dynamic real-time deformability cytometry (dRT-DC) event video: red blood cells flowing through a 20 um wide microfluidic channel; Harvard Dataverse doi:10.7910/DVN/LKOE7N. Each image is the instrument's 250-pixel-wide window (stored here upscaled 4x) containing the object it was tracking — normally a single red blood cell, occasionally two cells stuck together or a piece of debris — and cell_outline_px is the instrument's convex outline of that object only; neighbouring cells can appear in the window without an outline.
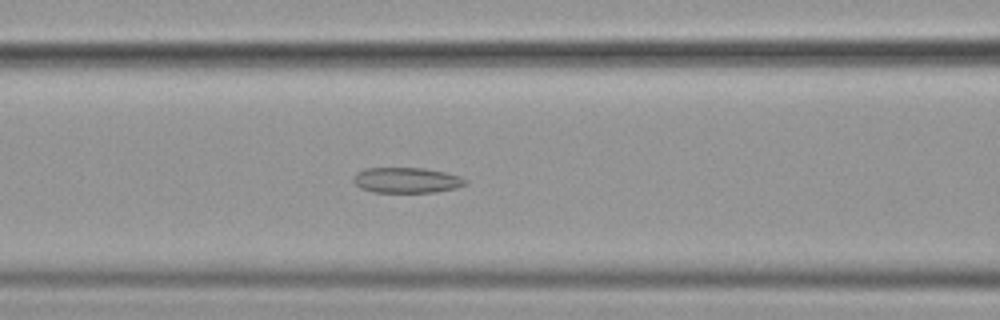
{"species": "common noctule bat (a hibernating species)", "species_latin": "Nyctalus noctula", "temperature_condition": "cold", "stored_images_in_passage": 58, "camera_frame_rate_fps": 3000, "um_per_image_px": 0.085, "animal": {"sex": "female", "body_mass_g": 19.9}, "frame": {"image": 1, "passage_image": 25, "time_ms": 8.0, "image_size_px": [1000, 320], "cell_outline_px": [[468, 184], [456, 188], [436, 192], [372, 192], [360, 188], [352, 180], [356, 172], [364, 168], [424, 168], [444, 172], [460, 176], [468, 180]], "centroid_in_image_um": [34.57, 15.32], "position_along_channel_um": 132.0, "area_um2": 16.76}}
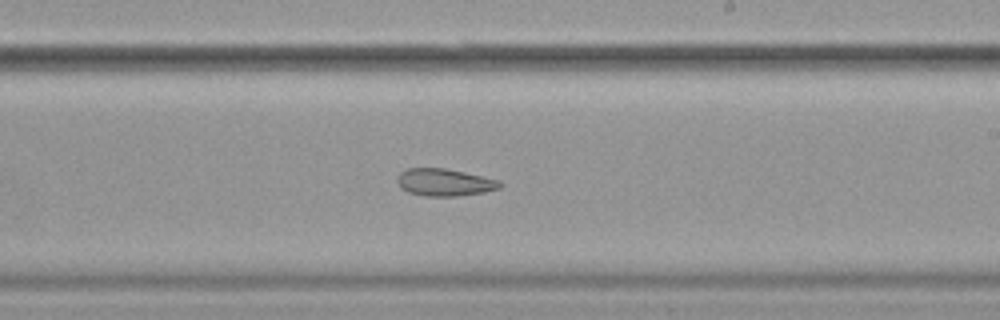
{"frame": {"image": 2, "passage_image": 35, "time_ms": 11.333, "image_size_px": [1000, 320], "cell_outline_px": [[504, 184], [500, 188], [484, 192], [456, 196], [424, 196], [408, 192], [400, 188], [396, 180], [396, 176], [400, 172], [408, 168], [444, 168], [464, 172], [500, 180]], "centroid_in_image_um": [37.77, 15.5], "position_along_channel_um": 251.2, "area_um2": 16.47}}
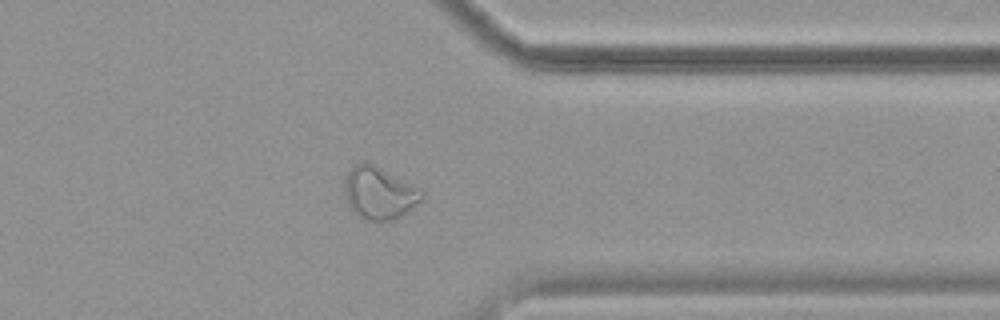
{"frame": {"image": 3, "passage_image": 46, "time_ms": 15.0, "image_size_px": [1000, 320], "cell_outline_px": [[424, 200], [400, 216], [392, 220], [364, 220], [356, 216], [352, 212], [348, 204], [344, 188], [344, 176], [356, 164], [372, 164], [424, 192]], "centroid_in_image_um": [32.2, 16.46], "position_along_channel_um": 379.2, "area_um2": 23.06}, "authors_computed_cell_mechanics": {"area_um2": 21.386, "velocity_mm_per_s": 3.5882, "shape_relaxation_time_tau1_ms": null, "shape_relaxation_time_tau2_ms": 4.9811, "deformation_change_tau1": null, "deformation_change_tau2": 0.1171}}